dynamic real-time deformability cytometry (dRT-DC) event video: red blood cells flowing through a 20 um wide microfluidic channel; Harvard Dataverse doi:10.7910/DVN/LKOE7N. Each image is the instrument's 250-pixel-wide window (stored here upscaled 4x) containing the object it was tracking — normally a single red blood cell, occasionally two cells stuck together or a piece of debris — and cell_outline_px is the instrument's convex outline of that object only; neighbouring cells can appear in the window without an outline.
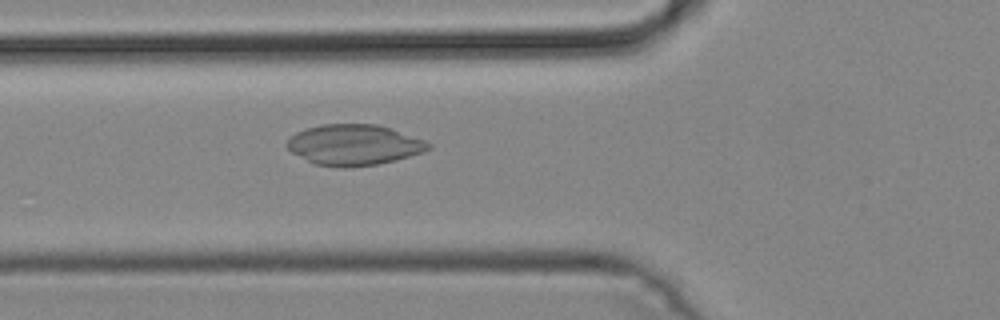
{"species": "common noctule bat (a hibernating species)", "species_latin": "Nyctalus noctula", "temperature_condition": "cold", "stored_images_in_passage": 36, "camera_frame_rate_fps": 3000, "um_per_image_px": 0.085, "animal": {"sex": "male", "body_mass_g": 19.2, "forearm_length_mm": 51.8}, "frame": {"image": 1, "passage_image": 5, "time_ms": 1.333, "image_size_px": [1000, 320], "cell_outline_px": [[432, 148], [424, 152], [396, 160], [376, 164], [352, 168], [340, 168], [312, 164], [292, 152], [284, 144], [296, 132], [320, 124], [376, 124], [392, 128], [424, 140], [432, 144]], "centroid_in_image_um": [30.1, 12.33], "position_along_channel_um": 95.7, "area_um2": 33.87}}
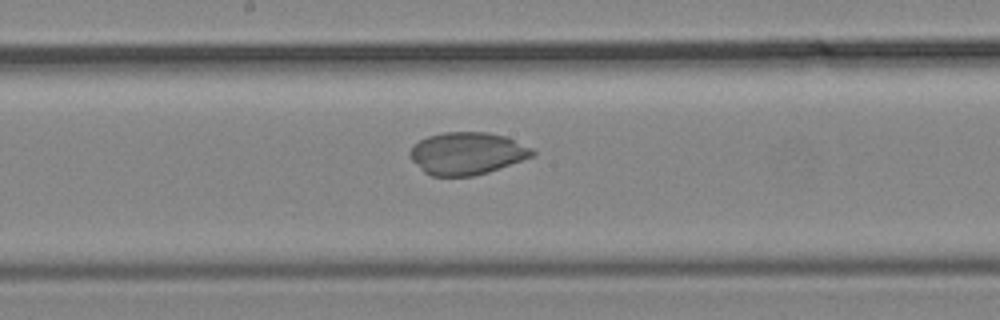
{"frame": {"image": 2, "passage_image": 13, "time_ms": 4.0, "image_size_px": [1000, 320], "cell_outline_px": [[536, 156], [488, 172], [472, 176], [432, 176], [424, 172], [412, 160], [408, 152], [420, 140], [428, 136], [444, 132], [488, 132], [504, 136], [532, 148], [536, 152]], "centroid_in_image_um": [39.72, 13.04], "position_along_channel_um": 208.5, "area_um2": 30.17}}
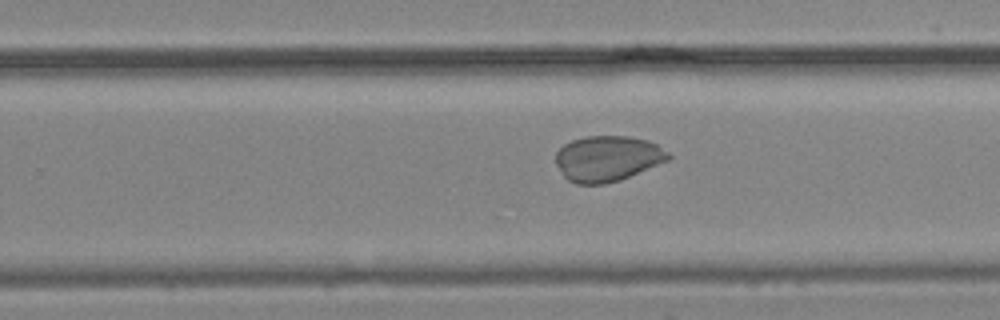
{"frame": {"image": 3, "passage_image": 18, "time_ms": 5.667, "image_size_px": [1000, 320], "cell_outline_px": [[672, 156], [668, 160], [620, 180], [604, 184], [576, 184], [568, 180], [564, 176], [556, 164], [556, 152], [564, 144], [572, 140], [584, 136], [628, 136], [648, 140], [656, 144], [668, 152]], "centroid_in_image_um": [51.62, 13.47], "position_along_channel_um": 278.2, "area_um2": 29.88}}